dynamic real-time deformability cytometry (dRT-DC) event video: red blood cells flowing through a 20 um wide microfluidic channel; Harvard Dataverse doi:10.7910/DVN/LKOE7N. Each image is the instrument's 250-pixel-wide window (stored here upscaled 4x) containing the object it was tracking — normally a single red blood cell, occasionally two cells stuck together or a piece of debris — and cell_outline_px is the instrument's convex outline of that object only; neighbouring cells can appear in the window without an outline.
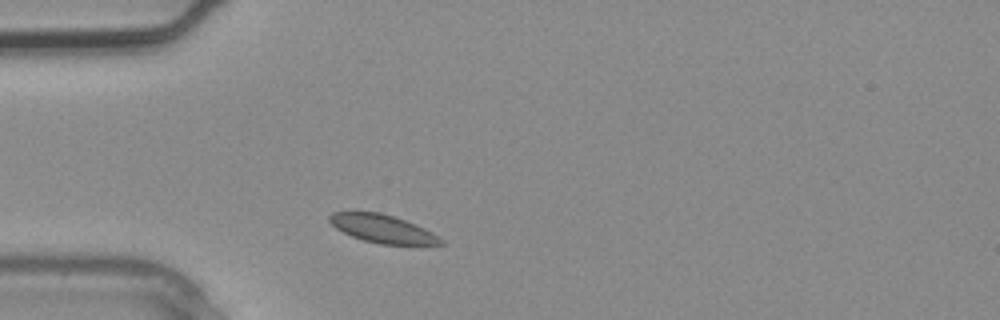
{"species": "common noctule bat (a hibernating species)", "species_latin": "Nyctalus noctula", "temperature_condition": "warm", "stored_images_in_passage": 2, "camera_frame_rate_fps": 3000, "um_per_image_px": 0.085, "animal": {"sex": "male", "body_mass_g": 20.4}, "frame": {"image": 1, "passage_image": 1, "time_ms": 0.0, "image_size_px": [1000, 320], "cell_outline_px": [[444, 244], [380, 244], [364, 240], [352, 236], [336, 228], [328, 220], [328, 216], [332, 212], [380, 212], [404, 220], [424, 228], [432, 232], [444, 240]], "centroid_in_image_um": [32.5, 19.44], "position_along_channel_um": 52.5, "area_um2": 17.92}}